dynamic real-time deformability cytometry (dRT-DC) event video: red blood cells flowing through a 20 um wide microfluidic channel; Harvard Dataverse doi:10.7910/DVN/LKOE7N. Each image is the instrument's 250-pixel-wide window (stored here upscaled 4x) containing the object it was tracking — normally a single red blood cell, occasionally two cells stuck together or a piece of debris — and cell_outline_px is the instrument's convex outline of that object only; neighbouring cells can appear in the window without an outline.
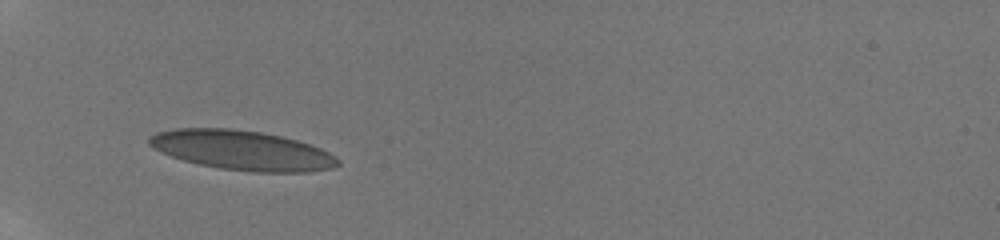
{"species": "human", "species_latin": "Homo sapiens", "temperature_condition": "room temperature", "stored_images_in_passage": 30, "camera_frame_rate_fps": 3000, "um_per_image_px": 0.085, "donor": {"sex": "male"}, "frame": {"image": 1, "passage_image": 1, "time_ms": 0.0, "image_size_px": [1000, 240], "cell_outline_px": [[340, 164], [332, 168], [312, 172], [256, 172], [220, 168], [200, 164], [184, 160], [160, 152], [152, 148], [148, 144], [148, 136], [156, 132], [176, 128], [228, 128], [260, 132], [280, 136], [296, 140], [320, 148], [336, 156], [340, 160]], "centroid_in_image_um": [20.56, 12.77], "position_along_channel_um": 64.4, "area_um2": 43.52}}
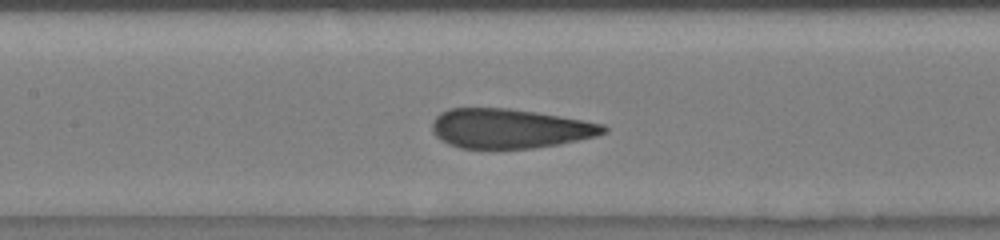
{"frame": {"image": 2, "passage_image": 10, "time_ms": 3.0, "image_size_px": [1000, 240], "cell_outline_px": [[608, 132], [596, 136], [560, 144], [532, 148], [460, 148], [448, 144], [440, 140], [432, 132], [432, 124], [436, 116], [440, 112], [448, 108], [508, 108], [536, 112], [584, 120], [604, 124], [608, 128]], "centroid_in_image_um": [43.32, 10.92], "position_along_channel_um": 164.1, "area_um2": 39.59}}
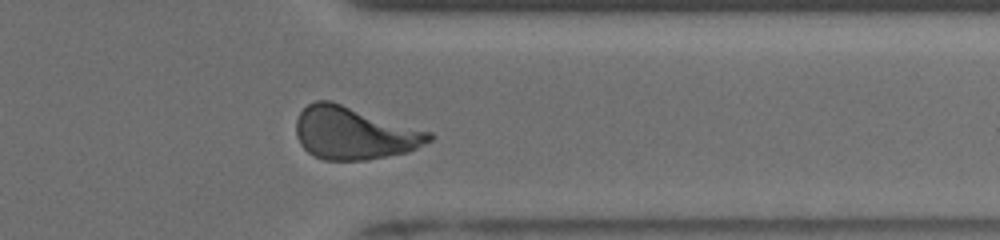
{"frame": {"image": 3, "passage_image": 26, "time_ms": 8.667, "image_size_px": [1000, 240], "cell_outline_px": [[436, 136], [432, 140], [408, 152], [368, 160], [324, 160], [308, 152], [300, 144], [296, 136], [296, 120], [300, 112], [308, 104], [316, 100], [332, 100], [432, 132]], "centroid_in_image_um": [30.11, 11.3], "position_along_channel_um": 381.3, "area_um2": 41.15}, "authors_computed_cell_mechanics": {"area_um2": 40.6912, "velocity_mm_per_s": 3.8435, "shape_relaxation_time_tau1_ms": 6.8602, "shape_relaxation_time_tau2_ms": null, "deformation_change_tau1": 0.1859, "deformation_change_tau2": null}}